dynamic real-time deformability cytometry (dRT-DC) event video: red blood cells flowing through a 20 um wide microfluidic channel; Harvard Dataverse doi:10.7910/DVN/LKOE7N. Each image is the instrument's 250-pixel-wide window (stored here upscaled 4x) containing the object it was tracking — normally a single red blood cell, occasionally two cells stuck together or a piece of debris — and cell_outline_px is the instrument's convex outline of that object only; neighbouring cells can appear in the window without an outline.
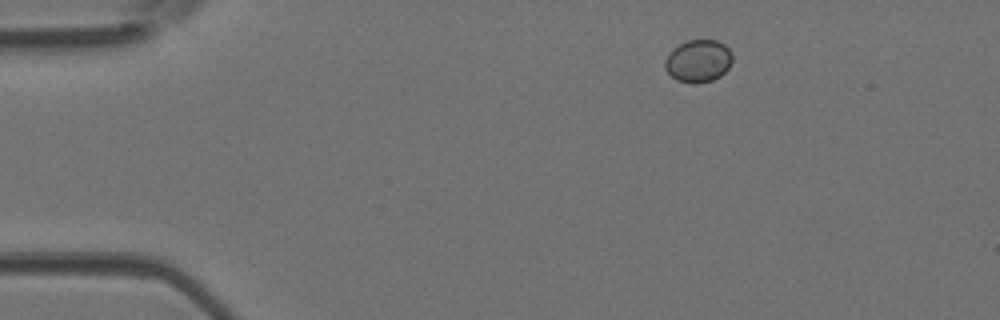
{"species": "Egyptian fruit bat (a non-hibernating species)", "species_latin": "Rousettus aegyptiacus", "temperature_condition": "room temperature", "stored_images_in_passage": 8, "camera_frame_rate_fps": 3000, "um_per_image_px": 0.085, "animal": {"sex": "female"}, "frame": {"image": 1, "passage_image": 1, "time_ms": 0.0, "image_size_px": [1000, 320], "cell_outline_px": [[732, 60], [728, 68], [720, 76], [712, 80], [696, 84], [676, 80], [664, 68], [664, 60], [680, 44], [688, 40], [716, 40], [724, 44], [732, 52]], "centroid_in_image_um": [59.37, 5.19], "position_along_channel_um": 25.6, "area_um2": 16.53}}